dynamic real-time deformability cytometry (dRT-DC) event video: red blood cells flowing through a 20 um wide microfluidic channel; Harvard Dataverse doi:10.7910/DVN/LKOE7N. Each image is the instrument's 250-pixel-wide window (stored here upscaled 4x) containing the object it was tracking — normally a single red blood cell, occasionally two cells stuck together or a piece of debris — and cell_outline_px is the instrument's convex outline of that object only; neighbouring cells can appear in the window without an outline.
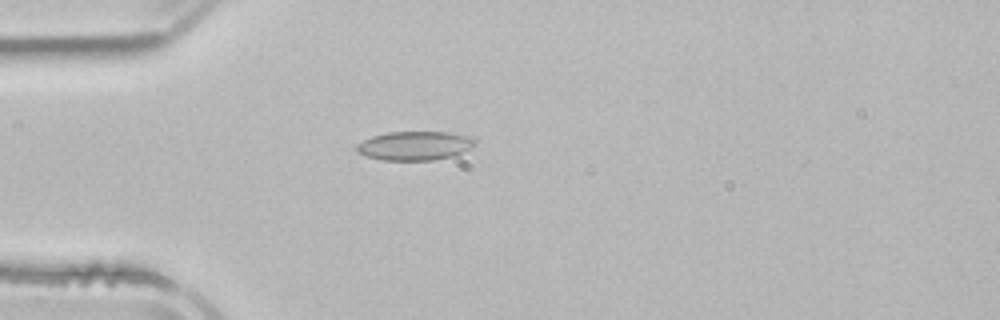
{"species": "common noctule bat (a hibernating species)", "species_latin": "Nyctalus noctula", "temperature_condition": "room temperature", "stored_images_in_passage": 4, "camera_frame_rate_fps": 3000, "um_per_image_px": 0.085, "animal": {"sex": "male", "body_mass_g": 21.5, "forearm_length_mm": 52.0}, "frame": {"image": 1, "passage_image": 4, "time_ms": 4.333, "image_size_px": [1000, 320], "cell_outline_px": [[476, 144], [472, 148], [452, 156], [432, 160], [384, 160], [364, 156], [356, 152], [356, 144], [372, 136], [388, 132], [448, 132], [472, 136], [476, 140]], "centroid_in_image_um": [35.26, 12.38], "position_along_channel_um": 49.7, "area_um2": 20.11}}